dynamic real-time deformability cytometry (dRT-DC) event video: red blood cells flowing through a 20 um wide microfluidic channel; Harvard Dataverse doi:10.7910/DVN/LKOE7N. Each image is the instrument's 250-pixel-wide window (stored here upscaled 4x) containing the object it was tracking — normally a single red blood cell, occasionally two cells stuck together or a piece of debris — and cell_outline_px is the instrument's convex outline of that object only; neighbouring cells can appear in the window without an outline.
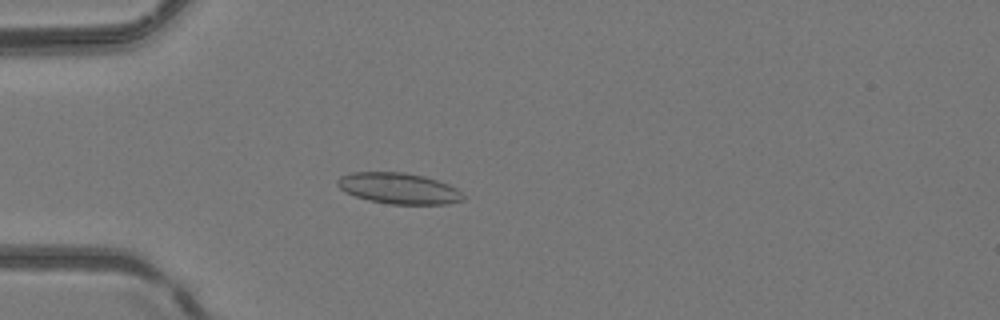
{"species": "common noctule bat (a hibernating species)", "species_latin": "Nyctalus noctula", "temperature_condition": "room temperature", "stored_images_in_passage": 5, "camera_frame_rate_fps": 3000, "um_per_image_px": 0.085, "animal": {"sex": "female", "body_mass_g": 24.6, "forearm_length_mm": 56.2}, "frame": {"image": 1, "passage_image": 5, "time_ms": 4.333, "image_size_px": [1000, 320], "cell_outline_px": [[464, 200], [448, 204], [388, 204], [368, 200], [344, 192], [336, 184], [336, 180], [340, 176], [352, 172], [404, 172], [424, 176], [448, 184], [456, 188], [464, 196]], "centroid_in_image_um": [33.87, 16.01], "position_along_channel_um": 51.1, "area_um2": 22.77}}